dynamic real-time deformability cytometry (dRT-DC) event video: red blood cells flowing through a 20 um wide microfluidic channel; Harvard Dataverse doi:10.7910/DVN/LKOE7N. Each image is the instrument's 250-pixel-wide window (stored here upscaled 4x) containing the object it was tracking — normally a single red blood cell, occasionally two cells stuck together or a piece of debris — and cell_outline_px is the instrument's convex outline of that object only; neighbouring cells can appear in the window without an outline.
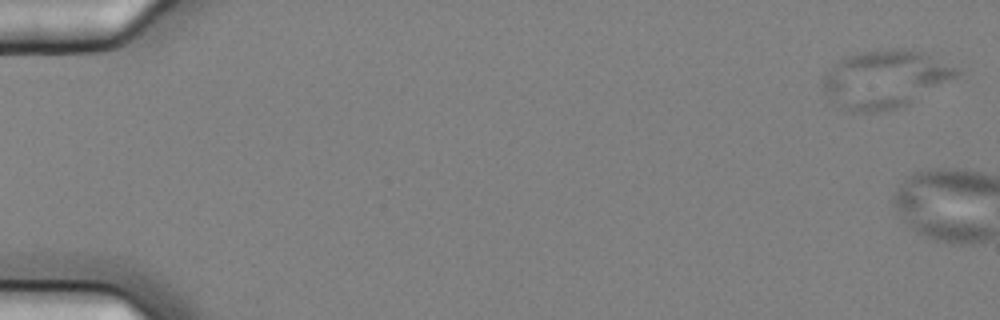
{"species": "common noctule bat (a hibernating species)", "species_latin": "Nyctalus noctula", "temperature_condition": "cold", "stored_images_in_passage": 2, "camera_frame_rate_fps": 3000, "um_per_image_px": 0.085, "animal": {"sex": "female", "body_mass_g": 25.1}, "frame": {"image": 1, "passage_image": 1, "time_ms": 0.0, "image_size_px": [1000, 320], "cell_outline_px": [[960, 72], [956, 76], [908, 104], [896, 108], [880, 112], [848, 112], [832, 104], [820, 80], [824, 72], [844, 56], [860, 52], [888, 48], [908, 48], [924, 52], [956, 68]], "centroid_in_image_um": [75.13, 6.72], "position_along_channel_um": 9.9, "area_um2": 45.2}}